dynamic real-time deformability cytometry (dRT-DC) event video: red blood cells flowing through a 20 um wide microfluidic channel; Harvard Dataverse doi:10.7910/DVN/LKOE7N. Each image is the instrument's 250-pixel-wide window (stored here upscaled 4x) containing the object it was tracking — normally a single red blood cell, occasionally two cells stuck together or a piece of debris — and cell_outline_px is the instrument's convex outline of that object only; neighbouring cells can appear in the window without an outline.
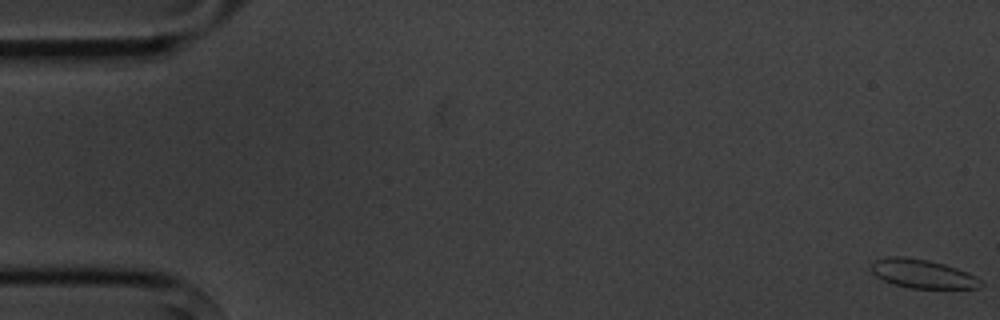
{"species": "common noctule bat (a hibernating species)", "species_latin": "Nyctalus noctula", "temperature_condition": "cold", "stored_images_in_passage": 6, "camera_frame_rate_fps": 3000, "um_per_image_px": 0.085, "animal": {"sex": "male", "body_mass_g": 20.1, "forearm_length_mm": 53.5}, "frame": {"image": 1, "passage_image": 1, "time_ms": 0.0, "image_size_px": [1000, 320], "cell_outline_px": [[984, 284], [980, 288], [912, 288], [892, 284], [876, 276], [868, 268], [876, 260], [888, 256], [904, 256], [928, 260], [944, 264], [968, 272], [980, 280]], "centroid_in_image_um": [78.39, 23.27], "position_along_channel_um": 6.6, "area_um2": 18.38}}